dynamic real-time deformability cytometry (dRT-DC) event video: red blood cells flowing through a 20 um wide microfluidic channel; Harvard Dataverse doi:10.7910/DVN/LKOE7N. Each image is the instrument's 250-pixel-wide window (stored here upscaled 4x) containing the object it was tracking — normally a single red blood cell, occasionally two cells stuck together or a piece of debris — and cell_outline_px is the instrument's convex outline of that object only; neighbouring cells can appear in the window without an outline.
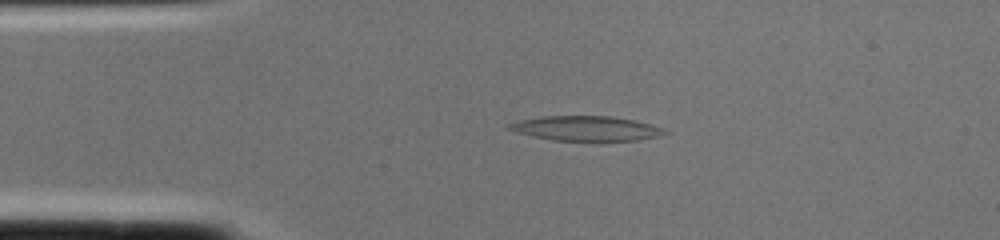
{"species": "common noctule bat (a hibernating species)", "species_latin": "Nyctalus noctula", "temperature_condition": "cold", "stored_images_in_passage": 1, "camera_frame_rate_fps": 3000, "um_per_image_px": 0.085, "animal": {"sex": "female", "body_mass_g": 22.0, "forearm_length_mm": 56.7}, "frame": {"image": 1, "passage_image": 1, "time_ms": 0.0, "image_size_px": [1000, 240], "cell_outline_px": [[668, 132], [656, 136], [640, 140], [596, 144], [552, 140], [532, 136], [516, 132], [508, 128], [508, 124], [520, 120], [540, 116], [612, 116], [652, 124], [664, 128]], "centroid_in_image_um": [49.86, 10.96], "position_along_channel_um": 35.1, "area_um2": 23.47}}